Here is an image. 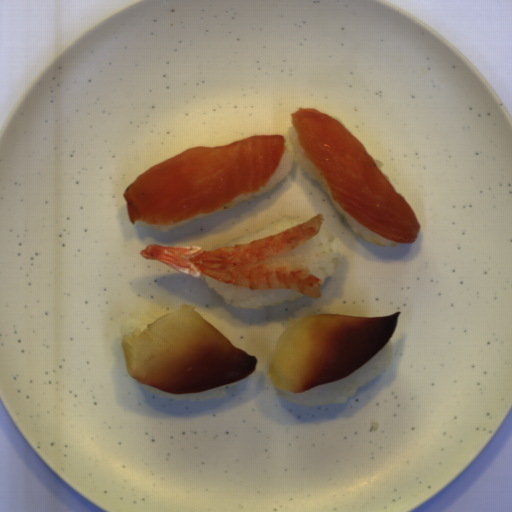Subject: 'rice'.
I'll return each mask as SVG.
<instances>
[{"instance_id": "obj_1", "label": "rice", "mask_w": 512, "mask_h": 512, "mask_svg": "<svg viewBox=\"0 0 512 512\" xmlns=\"http://www.w3.org/2000/svg\"><path fill=\"white\" fill-rule=\"evenodd\" d=\"M393 350L390 341L372 357L345 377L313 386L302 393H292L274 386L275 393L287 401L300 405L344 404L358 387L366 385L392 361Z\"/></svg>"}, {"instance_id": "obj_2", "label": "rice", "mask_w": 512, "mask_h": 512, "mask_svg": "<svg viewBox=\"0 0 512 512\" xmlns=\"http://www.w3.org/2000/svg\"><path fill=\"white\" fill-rule=\"evenodd\" d=\"M347 243L332 236L328 228H320L317 235L288 253L261 263H291L308 267L321 284L331 276L340 259L348 253Z\"/></svg>"}, {"instance_id": "obj_3", "label": "rice", "mask_w": 512, "mask_h": 512, "mask_svg": "<svg viewBox=\"0 0 512 512\" xmlns=\"http://www.w3.org/2000/svg\"><path fill=\"white\" fill-rule=\"evenodd\" d=\"M207 286L218 295L225 304L238 309H263L284 302H295L305 296L291 289H255L247 290L221 281L204 278Z\"/></svg>"}, {"instance_id": "obj_4", "label": "rice", "mask_w": 512, "mask_h": 512, "mask_svg": "<svg viewBox=\"0 0 512 512\" xmlns=\"http://www.w3.org/2000/svg\"><path fill=\"white\" fill-rule=\"evenodd\" d=\"M288 133L290 137V141L292 143V146L294 148V151L297 156V160L303 171L306 173L308 177L316 181L319 186L322 188L323 191H325L331 200L333 206L338 211L339 214L344 216L353 232L361 239L365 240L366 242L370 244L380 245L382 247H396L398 242H395L393 240L387 239L385 237L380 236L373 230L369 229L362 223H360L358 220H356L353 216H351L348 212H346L340 204L336 201L325 177L323 174L318 170V168L314 165V163L309 159V157L306 155L302 145L298 141L299 135L294 127H288Z\"/></svg>"}, {"instance_id": "obj_5", "label": "rice", "mask_w": 512, "mask_h": 512, "mask_svg": "<svg viewBox=\"0 0 512 512\" xmlns=\"http://www.w3.org/2000/svg\"><path fill=\"white\" fill-rule=\"evenodd\" d=\"M292 165H293V154H292V151H288L284 147V153H283L282 158H281V160L279 162V165H278L277 169L275 170V172L272 174V176L266 182L264 188H262V189H260L258 191H255V192L239 194L238 196H236L235 198H233L229 202L225 203L221 207L217 208L216 210H214L212 212L204 214V215H195V216H192L190 218H187V219H184V220H181L179 222L172 223V224H148L145 221L141 220L140 226L151 227V228L157 229L159 231L166 232L167 230H169L171 228H174L176 226L192 222V221H194V220H196L198 218L207 217V216H209V215H211L213 213H216V212L228 209V208H232L235 205H237L240 202H242L243 200H249V199H251L253 197H257V196L263 195L267 191L273 189L277 183L282 181L290 173V171L292 170Z\"/></svg>"}, {"instance_id": "obj_6", "label": "rice", "mask_w": 512, "mask_h": 512, "mask_svg": "<svg viewBox=\"0 0 512 512\" xmlns=\"http://www.w3.org/2000/svg\"><path fill=\"white\" fill-rule=\"evenodd\" d=\"M179 309L172 301L164 300L149 305L143 312L130 313L127 318L122 320L120 325L123 338L132 334L137 329L145 330L151 322L156 321L163 315L174 313Z\"/></svg>"}, {"instance_id": "obj_7", "label": "rice", "mask_w": 512, "mask_h": 512, "mask_svg": "<svg viewBox=\"0 0 512 512\" xmlns=\"http://www.w3.org/2000/svg\"><path fill=\"white\" fill-rule=\"evenodd\" d=\"M301 224H305V222H303L302 220L295 219V218H287L286 217V218L277 220L272 225L267 226L258 232H250V233L241 235V236L234 238L230 241H227L221 245H216L212 249L231 247L233 245H245V244L251 243L254 240H262L271 235L280 234L289 228H292L294 226L301 225Z\"/></svg>"}, {"instance_id": "obj_8", "label": "rice", "mask_w": 512, "mask_h": 512, "mask_svg": "<svg viewBox=\"0 0 512 512\" xmlns=\"http://www.w3.org/2000/svg\"><path fill=\"white\" fill-rule=\"evenodd\" d=\"M235 385H238L237 381L234 382V383H231V384L224 385V386H220V387H216V388L209 389V390H204V391L193 392V393H167V392H164V391L159 390L157 388H154L152 386L145 385V384L141 383V386L145 390L150 391V392H152L154 394L161 395V396L168 397V398H172L175 401H177V400H188L190 402L204 401V400H208V399L225 397L227 392L224 389H226L228 387H233Z\"/></svg>"}, {"instance_id": "obj_9", "label": "rice", "mask_w": 512, "mask_h": 512, "mask_svg": "<svg viewBox=\"0 0 512 512\" xmlns=\"http://www.w3.org/2000/svg\"><path fill=\"white\" fill-rule=\"evenodd\" d=\"M374 163L376 164V166L378 167L379 170H381L384 166L383 162L379 161V160H373Z\"/></svg>"}]
</instances>
